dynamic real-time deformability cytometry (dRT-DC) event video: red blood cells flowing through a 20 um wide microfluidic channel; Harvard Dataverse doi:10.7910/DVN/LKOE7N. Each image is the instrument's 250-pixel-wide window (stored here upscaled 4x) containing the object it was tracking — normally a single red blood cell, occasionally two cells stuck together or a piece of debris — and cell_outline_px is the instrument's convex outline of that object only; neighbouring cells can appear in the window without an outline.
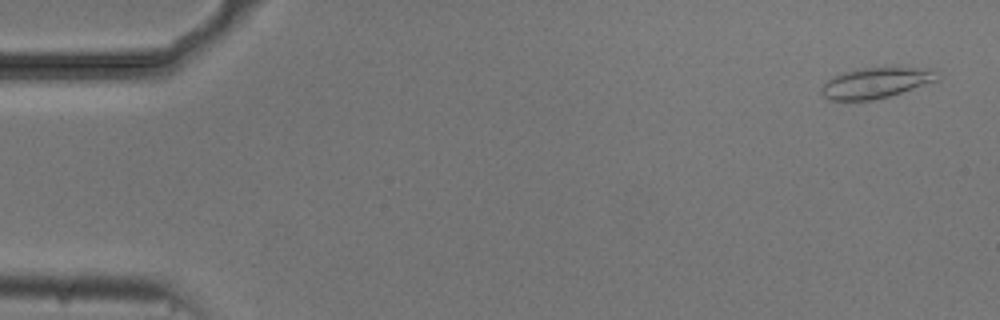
{"species": "common noctule bat (a hibernating species)", "species_latin": "Nyctalus noctula", "temperature_condition": "cold", "stored_images_in_passage": 54, "camera_frame_rate_fps": 3000, "um_per_image_px": 0.085, "animal": {"sex": "male", "body_mass_g": 20.5, "forearm_length_mm": 52.5}, "frame": {"image": 1, "passage_image": 2, "time_ms": 0.333, "image_size_px": [1000, 320], "cell_outline_px": [[940, 80], [888, 96], [872, 100], [828, 100], [820, 92], [820, 88], [832, 76], [856, 68], [896, 64], [940, 68]], "centroid_in_image_um": [74.6, 6.95], "position_along_channel_um": 10.4, "area_um2": 22.08}}
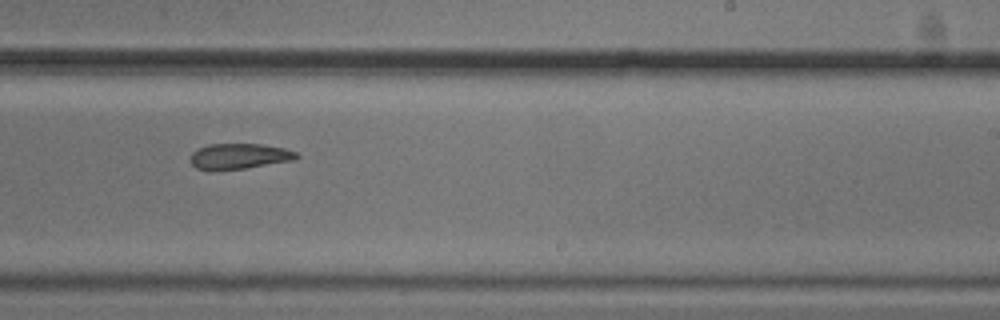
{"frame": {"image": 2, "passage_image": 33, "time_ms": 10.667, "image_size_px": [1000, 320], "cell_outline_px": [[300, 156], [292, 160], [244, 168], [212, 172], [196, 168], [188, 160], [192, 152], [208, 144], [260, 144], [284, 148], [296, 152]], "centroid_in_image_um": [20.25, 13.3], "position_along_channel_um": 268.7, "area_um2": 15.95}}
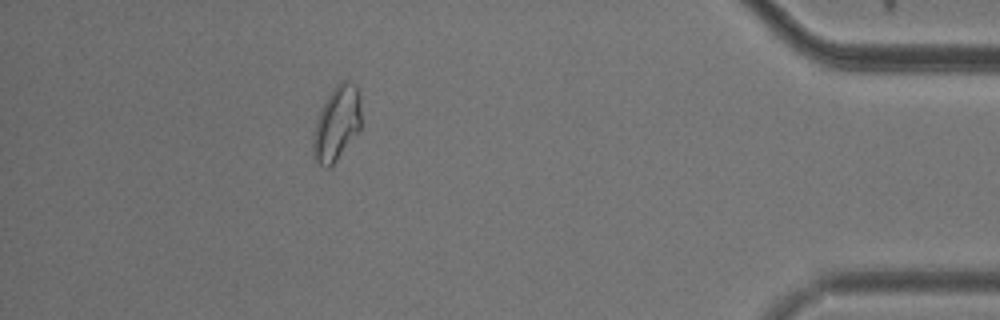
{"frame": {"image": 3, "passage_image": 48, "time_ms": 15.667, "image_size_px": [1000, 320], "cell_outline_px": [[360, 128], [332, 168], [324, 168], [316, 164], [312, 152], [312, 140], [316, 120], [332, 88], [340, 80], [348, 80], [356, 84], [360, 92]], "centroid_in_image_um": [28.61, 10.52], "position_along_channel_um": 406.6, "area_um2": 21.27}, "authors_computed_cell_mechanics": {"area_um2": 18.207, "velocity_mm_per_s": 3.7336, "shape_relaxation_time_tau1_ms": null, "shape_relaxation_time_tau2_ms": 3.4724, "deformation_change_tau1": null, "deformation_change_tau2": 0.1055}}